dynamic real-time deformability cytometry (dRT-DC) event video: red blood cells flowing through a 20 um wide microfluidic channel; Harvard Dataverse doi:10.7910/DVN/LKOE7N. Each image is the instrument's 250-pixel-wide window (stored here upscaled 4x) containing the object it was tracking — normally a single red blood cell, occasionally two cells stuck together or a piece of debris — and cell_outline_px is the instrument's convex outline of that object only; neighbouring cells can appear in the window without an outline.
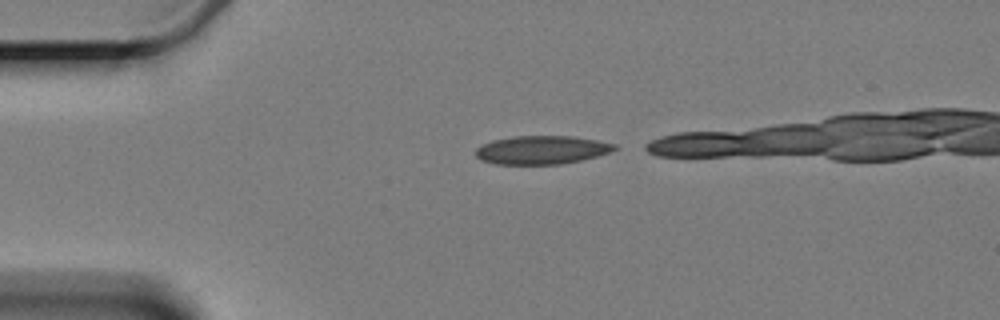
{"species": "Egyptian fruit bat (a non-hibernating species)", "species_latin": "Rousettus aegyptiacus", "temperature_condition": "cold", "stored_images_in_passage": 2, "camera_frame_rate_fps": 3000, "um_per_image_px": 0.085, "animal": {"sex": "female"}, "frame": {"image": 1, "passage_image": 1, "time_ms": 0.0, "image_size_px": [1000, 320], "cell_outline_px": [[620, 148], [596, 156], [580, 160], [560, 164], [496, 164], [480, 160], [476, 156], [476, 148], [492, 140], [516, 136], [572, 136], [596, 140], [616, 144]], "centroid_in_image_um": [46.04, 12.74], "position_along_channel_um": 39.0, "area_um2": 22.89}}